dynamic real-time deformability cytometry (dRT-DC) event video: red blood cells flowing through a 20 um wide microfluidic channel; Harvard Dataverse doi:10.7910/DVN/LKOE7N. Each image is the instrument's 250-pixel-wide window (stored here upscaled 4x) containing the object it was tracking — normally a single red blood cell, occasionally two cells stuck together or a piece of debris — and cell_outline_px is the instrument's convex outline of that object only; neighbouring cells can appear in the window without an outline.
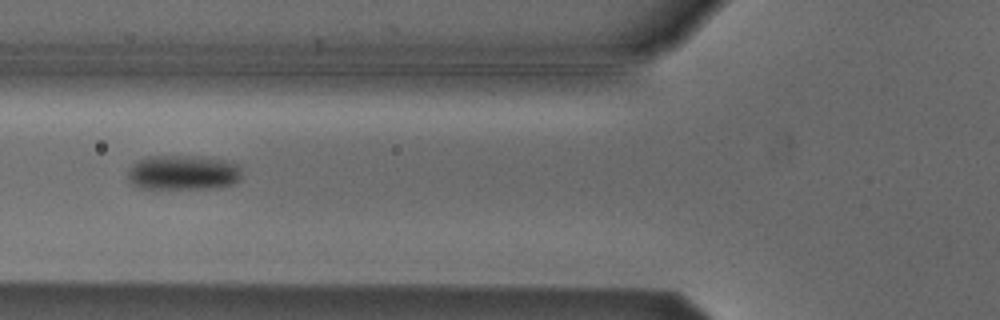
{"species": "Egyptian fruit bat (a non-hibernating species)", "species_latin": "Rousettus aegyptiacus", "temperature_condition": "cold", "stored_images_in_passage": 5, "camera_frame_rate_fps": 3000, "um_per_image_px": 0.085, "animal": {"sex": "male"}, "frame": {"image": 1, "passage_image": 5, "time_ms": 1.333, "image_size_px": [1000, 320], "cell_outline_px": [[240, 176], [232, 184], [212, 188], [140, 188], [132, 184], [128, 180], [128, 168], [132, 164], [148, 156], [196, 156], [224, 160], [240, 164]], "centroid_in_image_um": [15.53, 14.66], "position_along_channel_um": 110.3, "area_um2": 23.0}}